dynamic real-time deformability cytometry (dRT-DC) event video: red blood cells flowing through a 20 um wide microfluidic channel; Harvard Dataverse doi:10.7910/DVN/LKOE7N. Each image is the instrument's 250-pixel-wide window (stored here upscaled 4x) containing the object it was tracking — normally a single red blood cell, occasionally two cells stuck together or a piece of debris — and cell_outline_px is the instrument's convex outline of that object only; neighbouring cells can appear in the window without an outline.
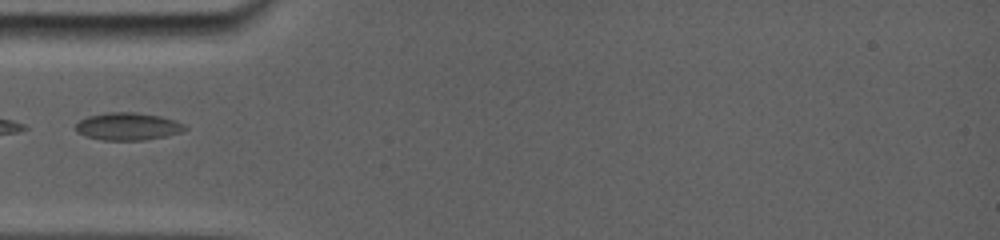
{"species": "common noctule bat (a hibernating species)", "species_latin": "Nyctalus noctula", "temperature_condition": "room temperature", "stored_images_in_passage": 18, "camera_frame_rate_fps": 5000, "um_per_image_px": 0.085, "animal": {"sex": "female", "body_mass_g": 19.0, "forearm_length_mm": 56.7}, "frame": {"image": 1, "passage_image": 1, "time_ms": 0.0, "image_size_px": [1000, 240], "cell_outline_px": [[184, 128], [176, 132], [164, 136], [140, 140], [104, 140], [88, 136], [80, 132], [76, 128], [76, 124], [80, 120], [88, 116], [108, 112], [132, 112], [160, 116], [172, 120], [180, 124]], "centroid_in_image_um": [10.78, 10.73], "position_along_channel_um": 74.2, "area_um2": 16.7}}
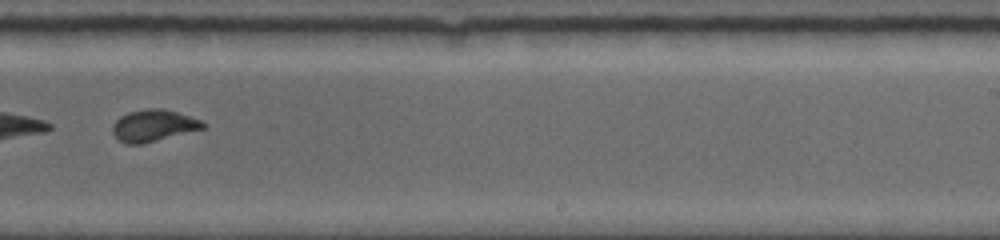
{"frame": {"image": 2, "passage_image": 11, "time_ms": 5.2, "image_size_px": [1000, 240], "cell_outline_px": [[204, 128], [140, 144], [128, 144], [120, 140], [112, 132], [112, 124], [120, 116], [128, 112], [148, 108], [164, 108], [200, 120], [204, 124]], "centroid_in_image_um": [12.99, 10.65], "position_along_channel_um": 276.0, "area_um2": 16.36}}